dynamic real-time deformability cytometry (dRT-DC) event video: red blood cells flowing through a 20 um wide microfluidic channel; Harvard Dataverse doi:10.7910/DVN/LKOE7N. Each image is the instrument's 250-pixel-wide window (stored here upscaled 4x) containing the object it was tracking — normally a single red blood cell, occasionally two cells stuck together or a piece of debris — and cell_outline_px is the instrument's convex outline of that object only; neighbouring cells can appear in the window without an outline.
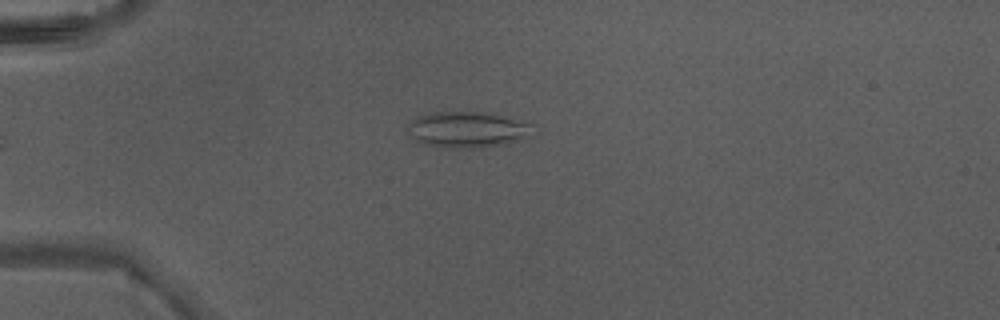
{"species": "Egyptian fruit bat (a non-hibernating species)", "species_latin": "Rousettus aegyptiacus", "temperature_condition": "warm", "stored_images_in_passage": 5, "camera_frame_rate_fps": 3000, "um_per_image_px": 0.085, "animal": {"sex": "male"}, "frame": {"image": 1, "passage_image": 4, "time_ms": 1.0, "image_size_px": [1000, 320], "cell_outline_px": [[536, 136], [508, 144], [476, 148], [440, 148], [424, 144], [416, 140], [404, 128], [416, 116], [432, 112], [492, 112], [536, 124]], "centroid_in_image_um": [39.85, 11.02], "position_along_channel_um": 45.2, "area_um2": 27.46}}